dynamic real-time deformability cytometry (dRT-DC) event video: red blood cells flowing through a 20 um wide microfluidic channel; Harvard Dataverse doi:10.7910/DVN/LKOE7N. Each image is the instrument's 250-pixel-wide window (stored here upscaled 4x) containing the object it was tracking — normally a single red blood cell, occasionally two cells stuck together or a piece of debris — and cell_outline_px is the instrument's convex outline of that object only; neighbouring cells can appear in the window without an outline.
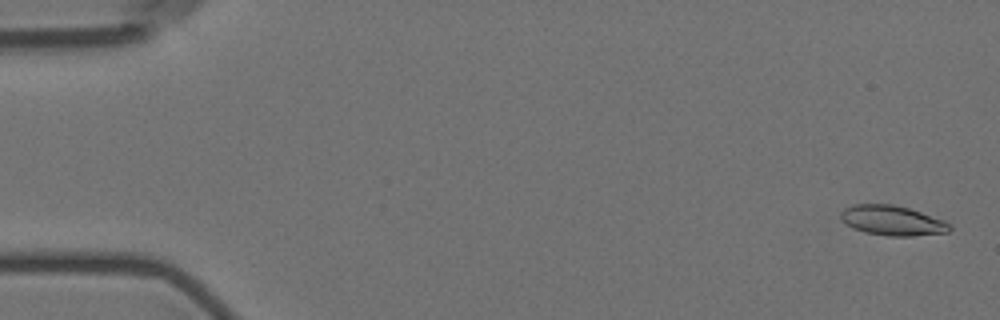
{"species": "Egyptian fruit bat (a non-hibernating species)", "species_latin": "Rousettus aegyptiacus", "temperature_condition": "room temperature", "stored_images_in_passage": 5, "camera_frame_rate_fps": 3000, "um_per_image_px": 0.085, "animal": {"sex": "female"}, "frame": {"image": 1, "passage_image": 1, "time_ms": 0.0, "image_size_px": [1000, 320], "cell_outline_px": [[952, 228], [948, 232], [912, 236], [888, 236], [864, 232], [852, 228], [840, 220], [840, 212], [844, 208], [852, 204], [892, 204], [908, 208], [944, 220]], "centroid_in_image_um": [75.79, 18.74], "position_along_channel_um": 9.2, "area_um2": 19.02}}
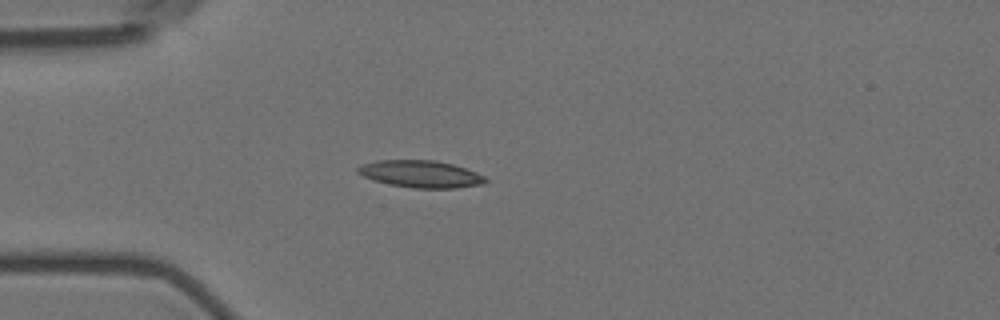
{"frame": {"image": 2, "passage_image": 5, "time_ms": 4.667, "image_size_px": [1000, 320], "cell_outline_px": [[488, 180], [484, 184], [456, 188], [412, 188], [388, 184], [372, 180], [356, 172], [356, 168], [360, 164], [376, 160], [436, 160], [452, 164], [476, 172], [484, 176]], "centroid_in_image_um": [35.72, 14.79], "position_along_channel_um": 49.3, "area_um2": 20.35}}